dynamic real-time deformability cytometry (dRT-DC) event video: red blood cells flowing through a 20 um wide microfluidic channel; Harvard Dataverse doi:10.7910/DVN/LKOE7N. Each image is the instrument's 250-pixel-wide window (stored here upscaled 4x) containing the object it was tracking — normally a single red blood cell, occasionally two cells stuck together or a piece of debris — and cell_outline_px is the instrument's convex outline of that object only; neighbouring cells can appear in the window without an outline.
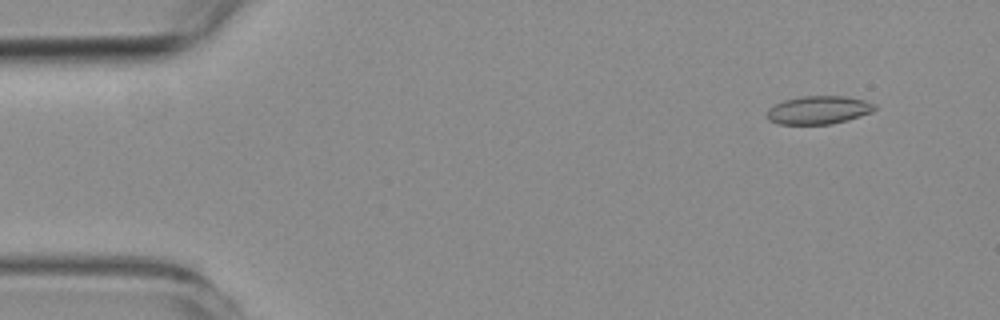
{"species": "common noctule bat (a hibernating species)", "species_latin": "Nyctalus noctula", "temperature_condition": "room temperature", "stored_images_in_passage": 52, "camera_frame_rate_fps": 3000, "um_per_image_px": 0.085, "animal": {"sex": "female", "body_mass_g": 19.3, "forearm_length_mm": 54.1}, "frame": {"image": 1, "passage_image": 2, "time_ms": 0.333, "image_size_px": [1000, 320], "cell_outline_px": [[876, 108], [872, 112], [848, 120], [832, 124], [776, 124], [768, 120], [764, 116], [768, 108], [784, 100], [800, 96], [844, 96], [864, 100], [876, 104]], "centroid_in_image_um": [69.54, 9.36], "position_along_channel_um": 15.5, "area_um2": 17.92}}
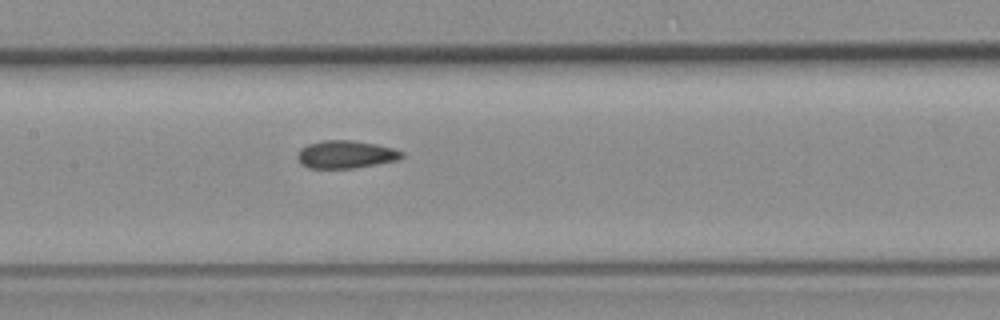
{"frame": {"image": 2, "passage_image": 23, "time_ms": 7.333, "image_size_px": [1000, 320], "cell_outline_px": [[404, 156], [400, 160], [356, 168], [308, 168], [300, 164], [296, 156], [296, 152], [300, 148], [308, 144], [324, 140], [352, 140], [376, 144], [392, 148], [404, 152]], "centroid_in_image_um": [29.38, 13.13], "position_along_channel_um": 178.0, "area_um2": 17.17}}
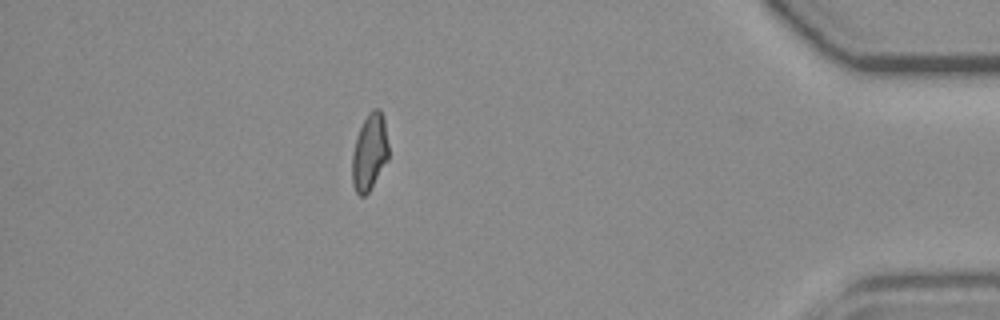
{"frame": {"image": 3, "passage_image": 45, "time_ms": 14.667, "image_size_px": [1000, 320], "cell_outline_px": [[388, 160], [368, 192], [364, 196], [360, 196], [356, 192], [352, 184], [352, 152], [356, 136], [368, 112], [372, 108], [380, 108], [384, 120], [388, 144]], "centroid_in_image_um": [31.4, 12.92], "position_along_channel_um": 403.8, "area_um2": 16.3}, "authors_computed_cell_mechanics": {"area_um2": 16.9354, "velocity_mm_per_s": 3.7737, "shape_relaxation_time_tau1_ms": null, "shape_relaxation_time_tau2_ms": 2.0295, "deformation_change_tau1": null, "deformation_change_tau2": 0.0723}}